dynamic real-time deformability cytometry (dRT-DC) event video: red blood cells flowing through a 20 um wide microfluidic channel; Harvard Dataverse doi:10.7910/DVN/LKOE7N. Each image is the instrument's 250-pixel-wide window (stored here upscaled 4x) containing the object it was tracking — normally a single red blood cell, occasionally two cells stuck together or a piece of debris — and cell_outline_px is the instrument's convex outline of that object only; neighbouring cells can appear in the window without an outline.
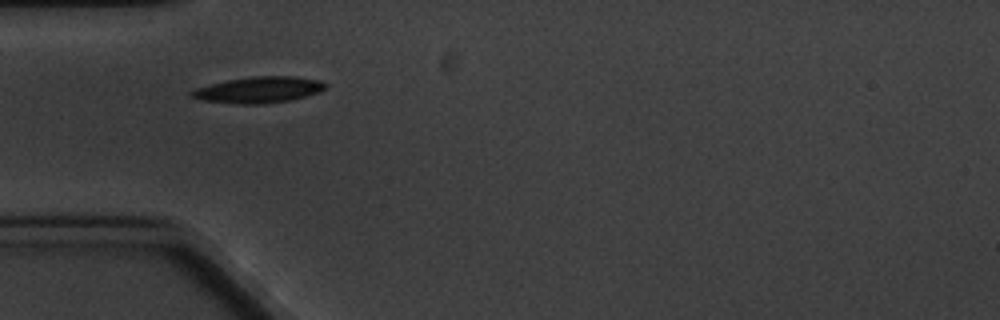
{"species": "common noctule bat (a hibernating species)", "species_latin": "Nyctalus noctula", "temperature_condition": "cold", "stored_images_in_passage": 1, "camera_frame_rate_fps": 3000, "um_per_image_px": 0.085, "animal": {"sex": "male", "body_mass_g": 20.1, "forearm_length_mm": 53.5}, "frame": {"image": 1, "passage_image": 1, "time_ms": 0.0, "image_size_px": [1000, 320], "cell_outline_px": [[328, 84], [320, 92], [288, 100], [256, 104], [236, 104], [204, 100], [188, 96], [188, 92], [196, 88], [228, 80], [252, 76], [296, 76], [320, 80]], "centroid_in_image_um": [21.98, 7.62], "position_along_channel_um": 63.0, "area_um2": 20.23}}